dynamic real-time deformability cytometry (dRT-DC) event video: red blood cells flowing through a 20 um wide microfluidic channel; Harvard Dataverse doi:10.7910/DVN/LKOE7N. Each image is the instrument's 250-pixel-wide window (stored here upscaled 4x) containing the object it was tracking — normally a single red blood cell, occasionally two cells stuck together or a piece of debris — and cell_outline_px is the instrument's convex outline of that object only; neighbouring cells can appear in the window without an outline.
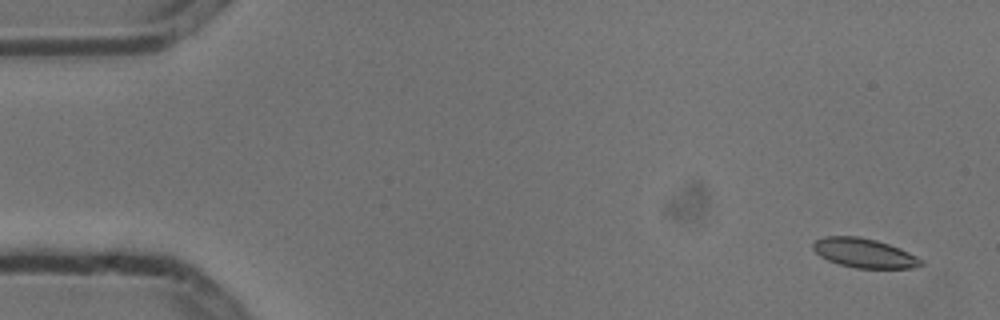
{"species": "common noctule bat (a hibernating species)", "species_latin": "Nyctalus noctula", "temperature_condition": "cold", "stored_images_in_passage": 6, "camera_frame_rate_fps": 3000, "um_per_image_px": 0.085, "animal": {"sex": "male", "body_mass_g": 13.3}, "frame": {"image": 1, "passage_image": 1, "time_ms": 0.0, "image_size_px": [1000, 320], "cell_outline_px": [[924, 264], [912, 268], [856, 268], [840, 264], [828, 260], [820, 256], [812, 248], [812, 244], [816, 240], [824, 236], [860, 236], [876, 240], [900, 248], [924, 260]], "centroid_in_image_um": [73.46, 21.5], "position_along_channel_um": 11.5, "area_um2": 18.44}}
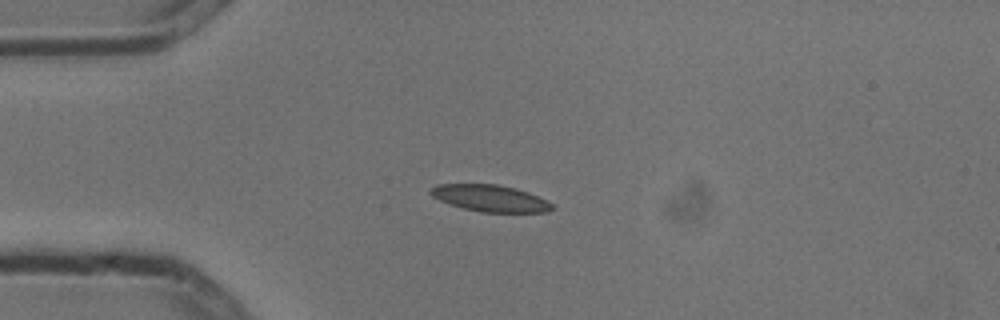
{"frame": {"image": 2, "passage_image": 4, "time_ms": 1.0, "image_size_px": [1000, 320], "cell_outline_px": [[556, 208], [548, 212], [480, 212], [464, 208], [440, 200], [432, 196], [428, 192], [436, 184], [496, 184], [516, 188], [528, 192], [552, 204]], "centroid_in_image_um": [41.67, 16.85], "position_along_channel_um": 43.3, "area_um2": 18.73}}
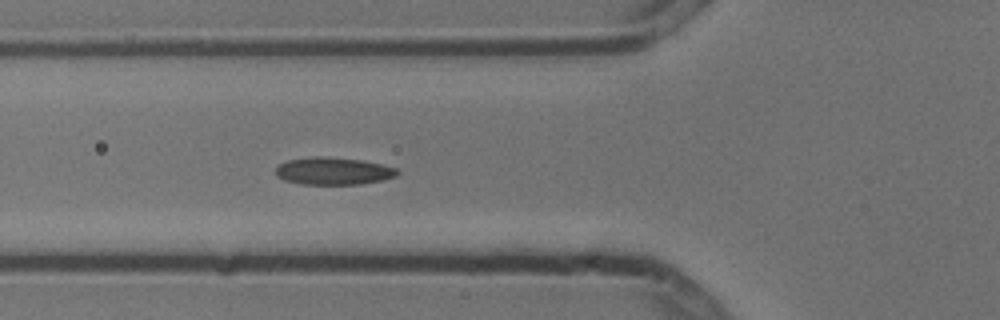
{"frame": {"image": 3, "passage_image": 6, "time_ms": 1.667, "image_size_px": [1000, 320], "cell_outline_px": [[400, 172], [396, 176], [384, 180], [360, 184], [300, 184], [284, 180], [276, 176], [276, 168], [280, 164], [288, 160], [312, 156], [324, 156], [364, 160], [396, 168]], "centroid_in_image_um": [28.34, 14.53], "position_along_channel_um": 97.5, "area_um2": 19.54}}